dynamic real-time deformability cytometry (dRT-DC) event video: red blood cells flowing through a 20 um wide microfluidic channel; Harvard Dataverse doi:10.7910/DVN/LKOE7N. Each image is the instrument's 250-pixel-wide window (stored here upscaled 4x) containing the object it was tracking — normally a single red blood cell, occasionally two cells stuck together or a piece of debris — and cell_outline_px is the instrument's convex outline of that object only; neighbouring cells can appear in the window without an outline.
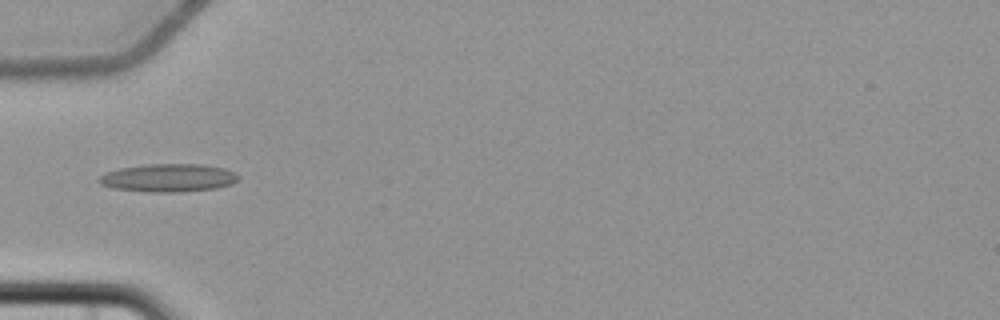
{"species": "common noctule bat (a hibernating species)", "species_latin": "Nyctalus noctula", "temperature_condition": "cold", "stored_images_in_passage": 5, "camera_frame_rate_fps": 3000, "um_per_image_px": 0.085, "animal": {"sex": "female", "body_mass_g": 22.7, "forearm_length_mm": 54.2}, "frame": {"image": 1, "passage_image": 3, "time_ms": 2.333, "image_size_px": [1000, 320], "cell_outline_px": [[240, 176], [232, 184], [216, 188], [176, 192], [148, 192], [112, 188], [100, 184], [96, 180], [104, 172], [120, 168], [144, 164], [204, 164], [224, 168], [236, 172]], "centroid_in_image_um": [14.29, 15.11], "position_along_channel_um": 70.7, "area_um2": 23.0}}
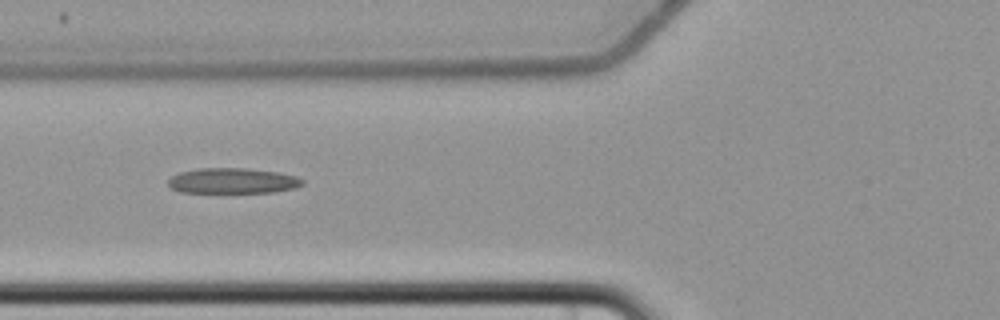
{"frame": {"image": 2, "passage_image": 4, "time_ms": 3.333, "image_size_px": [1000, 320], "cell_outline_px": [[304, 184], [296, 188], [272, 192], [180, 192], [172, 188], [168, 184], [168, 180], [172, 176], [180, 172], [196, 168], [248, 168], [276, 172], [296, 176], [304, 180]], "centroid_in_image_um": [19.79, 15.36], "position_along_channel_um": 106.0, "area_um2": 19.88}}
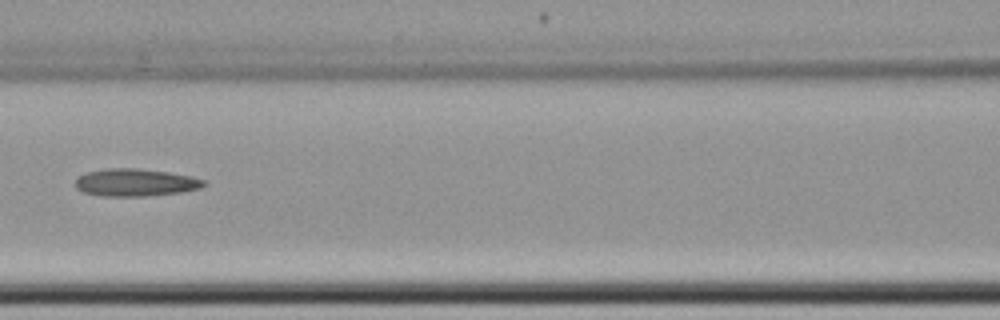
{"frame": {"image": 3, "passage_image": 5, "time_ms": 4.667, "image_size_px": [1000, 320], "cell_outline_px": [[208, 184], [204, 188], [180, 192], [148, 196], [104, 196], [84, 192], [76, 188], [76, 180], [80, 176], [88, 172], [104, 168], [136, 168], [168, 172], [192, 176], [204, 180]], "centroid_in_image_um": [11.57, 15.51], "position_along_channel_um": 155.0, "area_um2": 20.63}}